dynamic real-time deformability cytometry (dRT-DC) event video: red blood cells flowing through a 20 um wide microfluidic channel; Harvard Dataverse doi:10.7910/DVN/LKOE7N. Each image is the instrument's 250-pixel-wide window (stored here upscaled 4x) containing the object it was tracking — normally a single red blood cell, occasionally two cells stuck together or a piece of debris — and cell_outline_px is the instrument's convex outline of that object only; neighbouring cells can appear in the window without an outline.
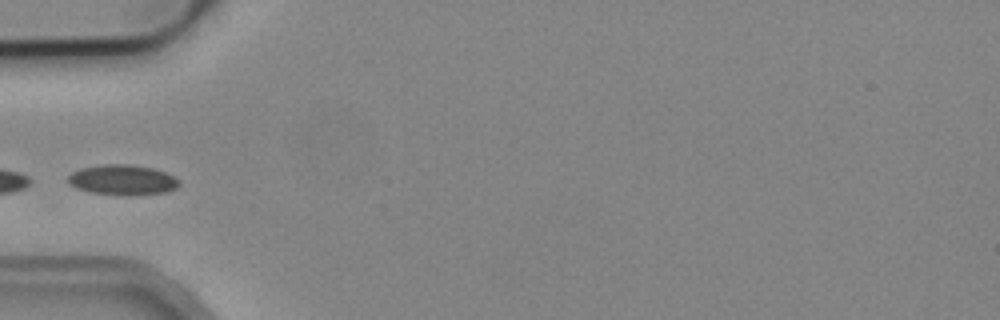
{"species": "common noctule bat (a hibernating species)", "species_latin": "Nyctalus noctula", "temperature_condition": "cold", "stored_images_in_passage": 7, "camera_frame_rate_fps": 3000, "um_per_image_px": 0.085, "animal": {"sex": "male", "body_mass_g": 19.2, "forearm_length_mm": 51.8}, "frame": {"image": 1, "passage_image": 4, "time_ms": 4.667, "image_size_px": [1000, 320], "cell_outline_px": [[180, 184], [176, 188], [168, 192], [136, 196], [124, 196], [88, 192], [76, 188], [68, 184], [68, 176], [72, 172], [80, 168], [104, 164], [128, 164], [152, 168], [164, 172], [172, 176]], "centroid_in_image_um": [10.38, 15.31], "position_along_channel_um": 74.6, "area_um2": 19.83}}
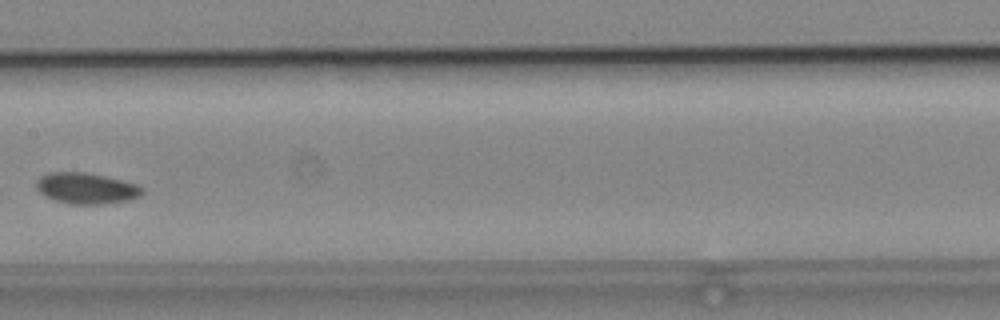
{"frame": {"image": 2, "passage_image": 7, "time_ms": 8.0, "image_size_px": [1000, 320], "cell_outline_px": [[144, 192], [140, 196], [128, 200], [100, 204], [68, 204], [44, 196], [36, 188], [36, 180], [40, 176], [48, 172], [84, 172], [104, 176], [136, 184], [144, 188]], "centroid_in_image_um": [7.31, 16.0], "position_along_channel_um": 200.1, "area_um2": 19.13}}